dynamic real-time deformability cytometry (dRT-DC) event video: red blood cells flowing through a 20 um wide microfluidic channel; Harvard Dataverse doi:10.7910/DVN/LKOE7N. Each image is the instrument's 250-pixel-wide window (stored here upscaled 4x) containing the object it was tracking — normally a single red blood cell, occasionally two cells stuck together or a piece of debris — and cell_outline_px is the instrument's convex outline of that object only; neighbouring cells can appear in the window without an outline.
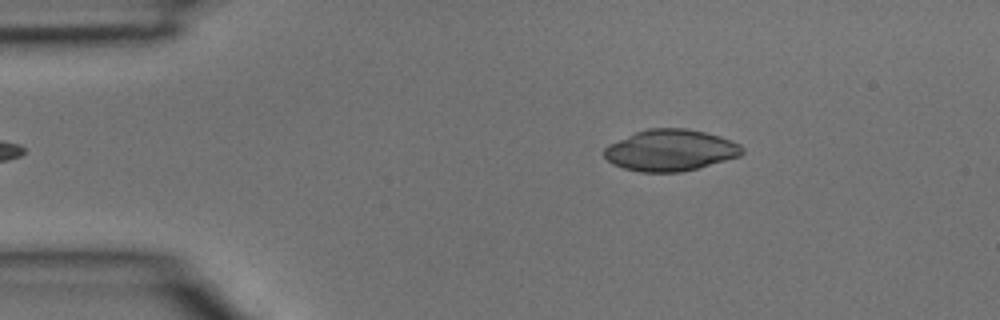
{"species": "common noctule bat (a hibernating species)", "species_latin": "Nyctalus noctula", "temperature_condition": "room temperature", "stored_images_in_passage": 2, "camera_frame_rate_fps": 3000, "um_per_image_px": 0.085, "animal": {"sex": "male", "body_mass_g": 15.6}, "frame": {"image": 1, "passage_image": 1, "time_ms": 0.0, "image_size_px": [1000, 320], "cell_outline_px": [[744, 152], [740, 156], [696, 168], [680, 172], [640, 172], [624, 168], [612, 164], [604, 156], [604, 148], [608, 144], [636, 132], [648, 128], [684, 128], [704, 132], [720, 136], [732, 140], [740, 144], [744, 148]], "centroid_in_image_um": [56.98, 12.77], "position_along_channel_um": 28.0, "area_um2": 33.23}}